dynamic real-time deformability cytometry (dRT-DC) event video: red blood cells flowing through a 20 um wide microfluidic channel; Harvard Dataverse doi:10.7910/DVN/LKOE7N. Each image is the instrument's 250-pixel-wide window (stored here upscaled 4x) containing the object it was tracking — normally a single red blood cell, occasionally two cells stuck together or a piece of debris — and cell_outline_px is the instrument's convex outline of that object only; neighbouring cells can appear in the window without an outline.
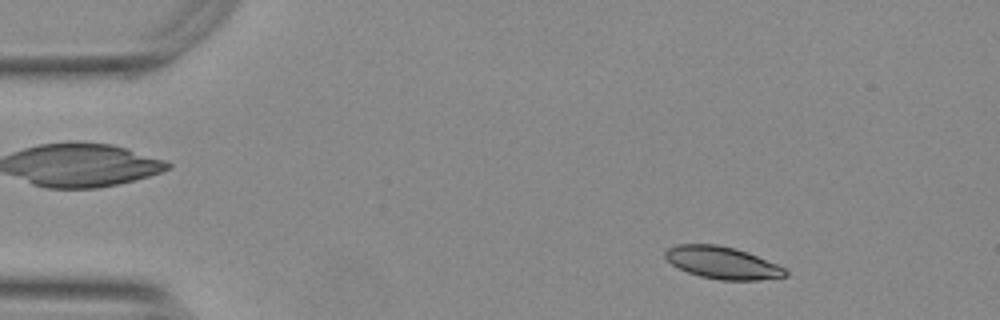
{"species": "Egyptian fruit bat (a non-hibernating species)", "species_latin": "Rousettus aegyptiacus", "temperature_condition": "warm", "stored_images_in_passage": 28, "camera_frame_rate_fps": 3000, "um_per_image_px": 0.085, "animal": {"sex": "female"}, "frame": {"image": 1, "passage_image": 5, "time_ms": 1.333, "image_size_px": [1000, 320], "cell_outline_px": [[788, 276], [756, 280], [720, 280], [700, 276], [688, 272], [672, 264], [664, 256], [664, 252], [668, 248], [676, 244], [716, 244], [736, 248], [748, 252], [776, 264], [784, 268], [788, 272]], "centroid_in_image_um": [61.4, 22.32], "position_along_channel_um": 23.6, "area_um2": 22.48}}
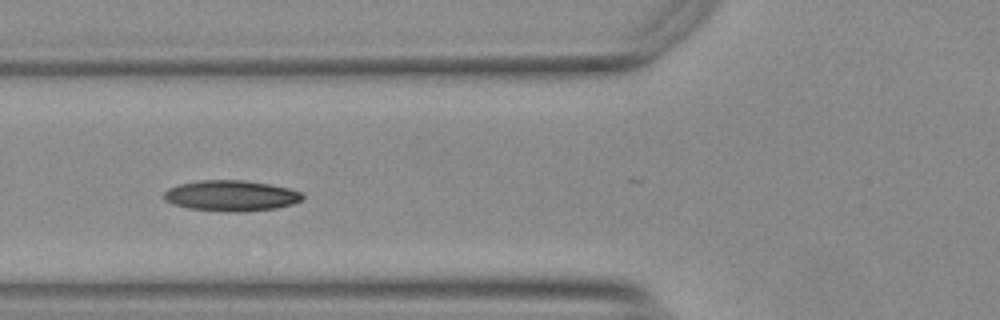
{"frame": {"image": 2, "passage_image": 18, "time_ms": 5.667, "image_size_px": [1000, 320], "cell_outline_px": [[304, 200], [292, 204], [276, 208], [236, 212], [224, 212], [188, 208], [172, 204], [164, 200], [164, 192], [168, 188], [180, 184], [200, 180], [244, 180], [268, 184], [288, 188], [304, 192]], "centroid_in_image_um": [19.65, 16.64], "position_along_channel_um": 106.1, "area_um2": 24.97}}
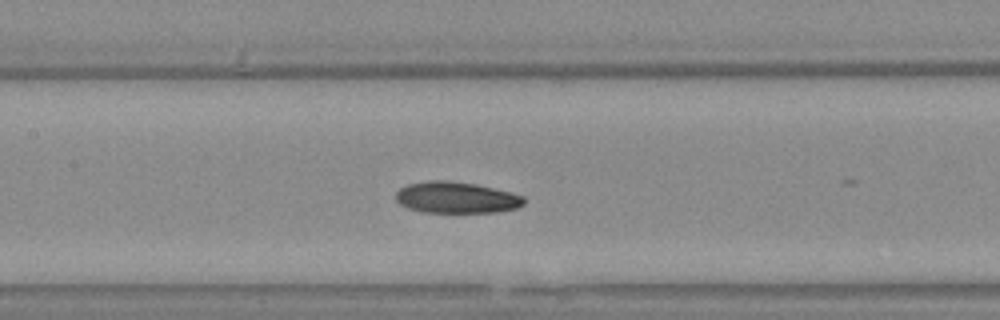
{"frame": {"image": 3, "passage_image": 23, "time_ms": 7.333, "image_size_px": [1000, 320], "cell_outline_px": [[524, 204], [516, 208], [496, 212], [424, 212], [408, 208], [400, 204], [396, 200], [396, 192], [400, 188], [408, 184], [428, 180], [448, 180], [476, 184], [512, 192], [524, 196]], "centroid_in_image_um": [38.79, 16.78], "position_along_channel_um": 168.6, "area_um2": 23.47}}